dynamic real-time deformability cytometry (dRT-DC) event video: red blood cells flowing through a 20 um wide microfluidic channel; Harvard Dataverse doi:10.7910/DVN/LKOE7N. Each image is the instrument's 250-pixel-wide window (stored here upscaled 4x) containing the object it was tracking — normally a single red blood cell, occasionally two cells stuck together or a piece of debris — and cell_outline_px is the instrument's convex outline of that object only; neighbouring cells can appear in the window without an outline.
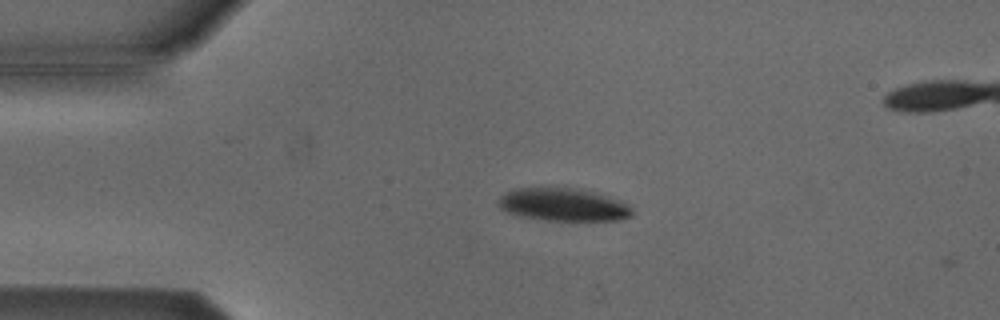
{"species": "Egyptian fruit bat (a non-hibernating species)", "species_latin": "Rousettus aegyptiacus", "temperature_condition": "cold", "stored_images_in_passage": 3, "camera_frame_rate_fps": 3000, "um_per_image_px": 0.085, "animal": {"sex": "male"}, "frame": {"image": 1, "passage_image": 1, "time_ms": 0.0, "image_size_px": [1000, 320], "cell_outline_px": [[632, 216], [620, 220], [548, 220], [520, 216], [508, 212], [500, 208], [496, 204], [496, 200], [504, 192], [512, 188], [580, 188], [620, 200], [628, 204], [632, 208]], "centroid_in_image_um": [47.84, 17.39], "position_along_channel_um": 37.2, "area_um2": 25.72}}